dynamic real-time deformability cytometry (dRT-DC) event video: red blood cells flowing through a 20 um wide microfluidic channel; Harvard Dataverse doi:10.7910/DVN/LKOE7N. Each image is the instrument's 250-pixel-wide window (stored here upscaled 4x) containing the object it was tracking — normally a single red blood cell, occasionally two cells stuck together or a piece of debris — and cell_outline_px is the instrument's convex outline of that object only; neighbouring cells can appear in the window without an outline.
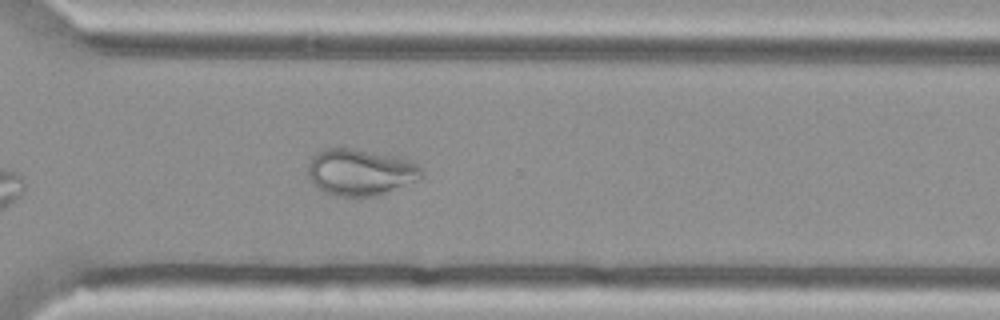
{"species": "Egyptian fruit bat (a non-hibernating species)", "species_latin": "Rousettus aegyptiacus", "temperature_condition": "cold", "stored_images_in_passage": 32, "camera_frame_rate_fps": 3000, "um_per_image_px": 0.085, "animal": {"sex": "female"}, "frame": {"image": 1, "passage_image": 27, "time_ms": 8.667, "image_size_px": [1000, 320], "cell_outline_px": [[424, 176], [420, 180], [376, 196], [336, 196], [324, 192], [312, 184], [308, 176], [308, 164], [312, 156], [316, 152], [324, 148], [352, 148], [404, 156], [420, 164], [424, 172]], "centroid_in_image_um": [30.69, 14.61], "position_along_channel_um": 339.9, "area_um2": 31.73}}